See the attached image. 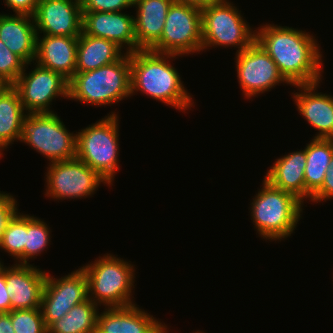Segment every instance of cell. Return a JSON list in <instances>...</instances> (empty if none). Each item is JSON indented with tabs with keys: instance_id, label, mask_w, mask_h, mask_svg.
Instances as JSON below:
<instances>
[{
	"instance_id": "cell-1",
	"label": "cell",
	"mask_w": 333,
	"mask_h": 333,
	"mask_svg": "<svg viewBox=\"0 0 333 333\" xmlns=\"http://www.w3.org/2000/svg\"><path fill=\"white\" fill-rule=\"evenodd\" d=\"M255 41L273 59L291 85L322 82L323 55L313 34L266 23L256 28Z\"/></svg>"
},
{
	"instance_id": "cell-2",
	"label": "cell",
	"mask_w": 333,
	"mask_h": 333,
	"mask_svg": "<svg viewBox=\"0 0 333 333\" xmlns=\"http://www.w3.org/2000/svg\"><path fill=\"white\" fill-rule=\"evenodd\" d=\"M178 55L138 50L130 53L131 96L142 94L185 112L194 105L170 60ZM169 58V59H168Z\"/></svg>"
},
{
	"instance_id": "cell-3",
	"label": "cell",
	"mask_w": 333,
	"mask_h": 333,
	"mask_svg": "<svg viewBox=\"0 0 333 333\" xmlns=\"http://www.w3.org/2000/svg\"><path fill=\"white\" fill-rule=\"evenodd\" d=\"M253 198L251 220L259 237L269 241L288 238L302 218L304 203L294 194L275 188L265 179Z\"/></svg>"
},
{
	"instance_id": "cell-4",
	"label": "cell",
	"mask_w": 333,
	"mask_h": 333,
	"mask_svg": "<svg viewBox=\"0 0 333 333\" xmlns=\"http://www.w3.org/2000/svg\"><path fill=\"white\" fill-rule=\"evenodd\" d=\"M131 97L130 54L92 71L75 72L68 84V99L95 106L112 105Z\"/></svg>"
},
{
	"instance_id": "cell-5",
	"label": "cell",
	"mask_w": 333,
	"mask_h": 333,
	"mask_svg": "<svg viewBox=\"0 0 333 333\" xmlns=\"http://www.w3.org/2000/svg\"><path fill=\"white\" fill-rule=\"evenodd\" d=\"M98 258L93 263L80 267L88 281V298L97 306L102 304L105 308L136 304L132 299L135 265L114 254Z\"/></svg>"
},
{
	"instance_id": "cell-6",
	"label": "cell",
	"mask_w": 333,
	"mask_h": 333,
	"mask_svg": "<svg viewBox=\"0 0 333 333\" xmlns=\"http://www.w3.org/2000/svg\"><path fill=\"white\" fill-rule=\"evenodd\" d=\"M107 115L76 132V157L113 185L120 161L119 117L116 112Z\"/></svg>"
},
{
	"instance_id": "cell-7",
	"label": "cell",
	"mask_w": 333,
	"mask_h": 333,
	"mask_svg": "<svg viewBox=\"0 0 333 333\" xmlns=\"http://www.w3.org/2000/svg\"><path fill=\"white\" fill-rule=\"evenodd\" d=\"M202 52L210 47H236V53L255 42L253 31L241 11L229 0L201 9Z\"/></svg>"
},
{
	"instance_id": "cell-8",
	"label": "cell",
	"mask_w": 333,
	"mask_h": 333,
	"mask_svg": "<svg viewBox=\"0 0 333 333\" xmlns=\"http://www.w3.org/2000/svg\"><path fill=\"white\" fill-rule=\"evenodd\" d=\"M20 142L51 162L76 157L77 134L69 132L57 113H27Z\"/></svg>"
},
{
	"instance_id": "cell-9",
	"label": "cell",
	"mask_w": 333,
	"mask_h": 333,
	"mask_svg": "<svg viewBox=\"0 0 333 333\" xmlns=\"http://www.w3.org/2000/svg\"><path fill=\"white\" fill-rule=\"evenodd\" d=\"M150 50L178 56L199 54L202 51L201 9L173 2L161 38Z\"/></svg>"
},
{
	"instance_id": "cell-10",
	"label": "cell",
	"mask_w": 333,
	"mask_h": 333,
	"mask_svg": "<svg viewBox=\"0 0 333 333\" xmlns=\"http://www.w3.org/2000/svg\"><path fill=\"white\" fill-rule=\"evenodd\" d=\"M45 174L46 197L57 200L83 199L109 182L77 157L49 163Z\"/></svg>"
},
{
	"instance_id": "cell-11",
	"label": "cell",
	"mask_w": 333,
	"mask_h": 333,
	"mask_svg": "<svg viewBox=\"0 0 333 333\" xmlns=\"http://www.w3.org/2000/svg\"><path fill=\"white\" fill-rule=\"evenodd\" d=\"M33 63L36 67L26 73L28 65L32 63L26 64L12 86L17 90L27 113H54L50 105L56 97L68 99L69 81L61 74Z\"/></svg>"
},
{
	"instance_id": "cell-12",
	"label": "cell",
	"mask_w": 333,
	"mask_h": 333,
	"mask_svg": "<svg viewBox=\"0 0 333 333\" xmlns=\"http://www.w3.org/2000/svg\"><path fill=\"white\" fill-rule=\"evenodd\" d=\"M235 55L238 83L245 98L258 97L281 83L291 85L256 41Z\"/></svg>"
},
{
	"instance_id": "cell-13",
	"label": "cell",
	"mask_w": 333,
	"mask_h": 333,
	"mask_svg": "<svg viewBox=\"0 0 333 333\" xmlns=\"http://www.w3.org/2000/svg\"><path fill=\"white\" fill-rule=\"evenodd\" d=\"M48 273L41 301L46 327L66 315L75 305L88 299V281L81 268L61 278H54Z\"/></svg>"
},
{
	"instance_id": "cell-14",
	"label": "cell",
	"mask_w": 333,
	"mask_h": 333,
	"mask_svg": "<svg viewBox=\"0 0 333 333\" xmlns=\"http://www.w3.org/2000/svg\"><path fill=\"white\" fill-rule=\"evenodd\" d=\"M33 19L37 35L79 36L83 21L81 0H39Z\"/></svg>"
},
{
	"instance_id": "cell-15",
	"label": "cell",
	"mask_w": 333,
	"mask_h": 333,
	"mask_svg": "<svg viewBox=\"0 0 333 333\" xmlns=\"http://www.w3.org/2000/svg\"><path fill=\"white\" fill-rule=\"evenodd\" d=\"M82 12V31L85 34L112 41L128 54L140 50L136 43L133 15L122 11Z\"/></svg>"
},
{
	"instance_id": "cell-16",
	"label": "cell",
	"mask_w": 333,
	"mask_h": 333,
	"mask_svg": "<svg viewBox=\"0 0 333 333\" xmlns=\"http://www.w3.org/2000/svg\"><path fill=\"white\" fill-rule=\"evenodd\" d=\"M47 273L31 265L5 266V281L12 310L41 308Z\"/></svg>"
},
{
	"instance_id": "cell-17",
	"label": "cell",
	"mask_w": 333,
	"mask_h": 333,
	"mask_svg": "<svg viewBox=\"0 0 333 333\" xmlns=\"http://www.w3.org/2000/svg\"><path fill=\"white\" fill-rule=\"evenodd\" d=\"M319 84L292 85L299 91L291 93L292 98L302 117L319 131L314 138L333 139V96L317 92Z\"/></svg>"
},
{
	"instance_id": "cell-18",
	"label": "cell",
	"mask_w": 333,
	"mask_h": 333,
	"mask_svg": "<svg viewBox=\"0 0 333 333\" xmlns=\"http://www.w3.org/2000/svg\"><path fill=\"white\" fill-rule=\"evenodd\" d=\"M138 306L104 308L97 316L96 333H158L165 323Z\"/></svg>"
},
{
	"instance_id": "cell-19",
	"label": "cell",
	"mask_w": 333,
	"mask_h": 333,
	"mask_svg": "<svg viewBox=\"0 0 333 333\" xmlns=\"http://www.w3.org/2000/svg\"><path fill=\"white\" fill-rule=\"evenodd\" d=\"M77 46L78 36L37 35L34 62L69 81L76 70Z\"/></svg>"
},
{
	"instance_id": "cell-20",
	"label": "cell",
	"mask_w": 333,
	"mask_h": 333,
	"mask_svg": "<svg viewBox=\"0 0 333 333\" xmlns=\"http://www.w3.org/2000/svg\"><path fill=\"white\" fill-rule=\"evenodd\" d=\"M0 40L26 64L33 63L37 40L33 16L0 14Z\"/></svg>"
},
{
	"instance_id": "cell-21",
	"label": "cell",
	"mask_w": 333,
	"mask_h": 333,
	"mask_svg": "<svg viewBox=\"0 0 333 333\" xmlns=\"http://www.w3.org/2000/svg\"><path fill=\"white\" fill-rule=\"evenodd\" d=\"M172 3L173 0H134V30L140 50H150L160 40Z\"/></svg>"
},
{
	"instance_id": "cell-22",
	"label": "cell",
	"mask_w": 333,
	"mask_h": 333,
	"mask_svg": "<svg viewBox=\"0 0 333 333\" xmlns=\"http://www.w3.org/2000/svg\"><path fill=\"white\" fill-rule=\"evenodd\" d=\"M275 163L264 176L275 188L294 194L304 203L306 150L293 151L275 159Z\"/></svg>"
},
{
	"instance_id": "cell-23",
	"label": "cell",
	"mask_w": 333,
	"mask_h": 333,
	"mask_svg": "<svg viewBox=\"0 0 333 333\" xmlns=\"http://www.w3.org/2000/svg\"><path fill=\"white\" fill-rule=\"evenodd\" d=\"M116 43L85 34L78 36L75 72L92 71L120 60L126 52ZM124 52V53H123Z\"/></svg>"
},
{
	"instance_id": "cell-24",
	"label": "cell",
	"mask_w": 333,
	"mask_h": 333,
	"mask_svg": "<svg viewBox=\"0 0 333 333\" xmlns=\"http://www.w3.org/2000/svg\"><path fill=\"white\" fill-rule=\"evenodd\" d=\"M27 112L17 90L8 85L0 94V157L14 141H20Z\"/></svg>"
},
{
	"instance_id": "cell-25",
	"label": "cell",
	"mask_w": 333,
	"mask_h": 333,
	"mask_svg": "<svg viewBox=\"0 0 333 333\" xmlns=\"http://www.w3.org/2000/svg\"><path fill=\"white\" fill-rule=\"evenodd\" d=\"M305 201L322 186L333 156V139L313 138L305 147Z\"/></svg>"
},
{
	"instance_id": "cell-26",
	"label": "cell",
	"mask_w": 333,
	"mask_h": 333,
	"mask_svg": "<svg viewBox=\"0 0 333 333\" xmlns=\"http://www.w3.org/2000/svg\"><path fill=\"white\" fill-rule=\"evenodd\" d=\"M99 307L87 299L47 327V333H96Z\"/></svg>"
},
{
	"instance_id": "cell-27",
	"label": "cell",
	"mask_w": 333,
	"mask_h": 333,
	"mask_svg": "<svg viewBox=\"0 0 333 333\" xmlns=\"http://www.w3.org/2000/svg\"><path fill=\"white\" fill-rule=\"evenodd\" d=\"M26 243V214L17 211L8 222L0 241V249L23 265V251Z\"/></svg>"
},
{
	"instance_id": "cell-28",
	"label": "cell",
	"mask_w": 333,
	"mask_h": 333,
	"mask_svg": "<svg viewBox=\"0 0 333 333\" xmlns=\"http://www.w3.org/2000/svg\"><path fill=\"white\" fill-rule=\"evenodd\" d=\"M50 227L40 218L26 214V243L23 251V265H30L29 259L36 258L48 249Z\"/></svg>"
},
{
	"instance_id": "cell-29",
	"label": "cell",
	"mask_w": 333,
	"mask_h": 333,
	"mask_svg": "<svg viewBox=\"0 0 333 333\" xmlns=\"http://www.w3.org/2000/svg\"><path fill=\"white\" fill-rule=\"evenodd\" d=\"M8 314L15 333H47L41 308L12 310Z\"/></svg>"
},
{
	"instance_id": "cell-30",
	"label": "cell",
	"mask_w": 333,
	"mask_h": 333,
	"mask_svg": "<svg viewBox=\"0 0 333 333\" xmlns=\"http://www.w3.org/2000/svg\"><path fill=\"white\" fill-rule=\"evenodd\" d=\"M25 65L26 63L0 40V79L12 85L23 72Z\"/></svg>"
},
{
	"instance_id": "cell-31",
	"label": "cell",
	"mask_w": 333,
	"mask_h": 333,
	"mask_svg": "<svg viewBox=\"0 0 333 333\" xmlns=\"http://www.w3.org/2000/svg\"><path fill=\"white\" fill-rule=\"evenodd\" d=\"M133 4L134 0H81L82 11L93 12H119Z\"/></svg>"
},
{
	"instance_id": "cell-32",
	"label": "cell",
	"mask_w": 333,
	"mask_h": 333,
	"mask_svg": "<svg viewBox=\"0 0 333 333\" xmlns=\"http://www.w3.org/2000/svg\"><path fill=\"white\" fill-rule=\"evenodd\" d=\"M17 200L10 193L0 191V241L10 219L18 211Z\"/></svg>"
},
{
	"instance_id": "cell-33",
	"label": "cell",
	"mask_w": 333,
	"mask_h": 333,
	"mask_svg": "<svg viewBox=\"0 0 333 333\" xmlns=\"http://www.w3.org/2000/svg\"><path fill=\"white\" fill-rule=\"evenodd\" d=\"M333 198V156L329 162V168L327 169L326 175L322 186L312 195L311 201L314 203L323 202Z\"/></svg>"
},
{
	"instance_id": "cell-34",
	"label": "cell",
	"mask_w": 333,
	"mask_h": 333,
	"mask_svg": "<svg viewBox=\"0 0 333 333\" xmlns=\"http://www.w3.org/2000/svg\"><path fill=\"white\" fill-rule=\"evenodd\" d=\"M5 5L13 10L15 14H25L33 16L39 0H4Z\"/></svg>"
},
{
	"instance_id": "cell-35",
	"label": "cell",
	"mask_w": 333,
	"mask_h": 333,
	"mask_svg": "<svg viewBox=\"0 0 333 333\" xmlns=\"http://www.w3.org/2000/svg\"><path fill=\"white\" fill-rule=\"evenodd\" d=\"M11 311V301L8 296L5 281V266L0 264V313H9Z\"/></svg>"
},
{
	"instance_id": "cell-36",
	"label": "cell",
	"mask_w": 333,
	"mask_h": 333,
	"mask_svg": "<svg viewBox=\"0 0 333 333\" xmlns=\"http://www.w3.org/2000/svg\"><path fill=\"white\" fill-rule=\"evenodd\" d=\"M223 1H226V0H173L174 3L186 4V5L197 7L199 9H203L207 6H210L212 4L221 3Z\"/></svg>"
},
{
	"instance_id": "cell-37",
	"label": "cell",
	"mask_w": 333,
	"mask_h": 333,
	"mask_svg": "<svg viewBox=\"0 0 333 333\" xmlns=\"http://www.w3.org/2000/svg\"><path fill=\"white\" fill-rule=\"evenodd\" d=\"M0 333H15L8 313H0Z\"/></svg>"
},
{
	"instance_id": "cell-38",
	"label": "cell",
	"mask_w": 333,
	"mask_h": 333,
	"mask_svg": "<svg viewBox=\"0 0 333 333\" xmlns=\"http://www.w3.org/2000/svg\"><path fill=\"white\" fill-rule=\"evenodd\" d=\"M7 86L8 84L0 79V94Z\"/></svg>"
},
{
	"instance_id": "cell-39",
	"label": "cell",
	"mask_w": 333,
	"mask_h": 333,
	"mask_svg": "<svg viewBox=\"0 0 333 333\" xmlns=\"http://www.w3.org/2000/svg\"><path fill=\"white\" fill-rule=\"evenodd\" d=\"M168 327L165 325L158 333H167L168 332Z\"/></svg>"
}]
</instances>
